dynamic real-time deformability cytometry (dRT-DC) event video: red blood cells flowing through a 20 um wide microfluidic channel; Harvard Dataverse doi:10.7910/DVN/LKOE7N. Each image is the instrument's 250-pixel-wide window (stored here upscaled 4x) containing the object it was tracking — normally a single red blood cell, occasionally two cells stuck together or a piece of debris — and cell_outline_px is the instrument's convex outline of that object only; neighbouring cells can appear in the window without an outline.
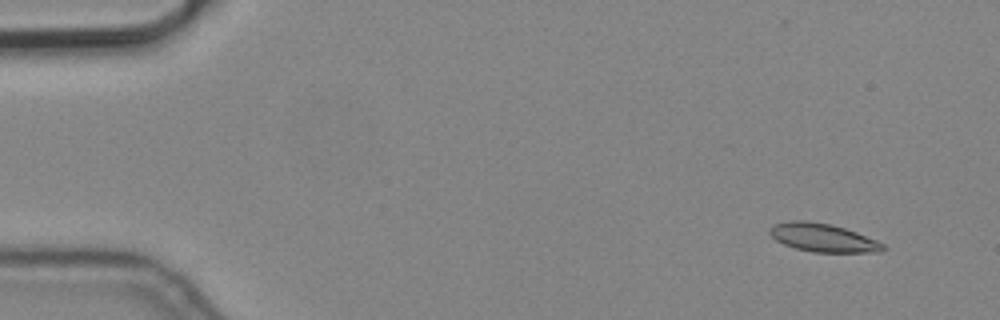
{"species": "common noctule bat (a hibernating species)", "species_latin": "Nyctalus noctula", "temperature_condition": "cold", "stored_images_in_passage": 5, "camera_frame_rate_fps": 3000, "um_per_image_px": 0.085, "animal": {"sex": "male", "body_mass_g": 19.2, "forearm_length_mm": 51.8}, "frame": {"image": 1, "passage_image": 2, "time_ms": 0.333, "image_size_px": [1000, 320], "cell_outline_px": [[888, 248], [880, 252], [812, 252], [796, 248], [784, 244], [776, 240], [768, 232], [768, 228], [772, 224], [792, 220], [804, 220], [832, 224], [856, 232], [876, 240], [884, 244]], "centroid_in_image_um": [69.93, 20.2], "position_along_channel_um": 15.1, "area_um2": 18.79}}
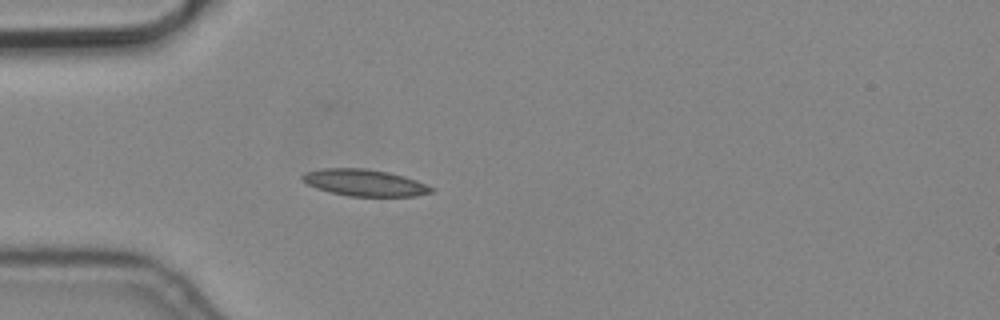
{"frame": {"image": 2, "passage_image": 5, "time_ms": 1.333, "image_size_px": [1000, 320], "cell_outline_px": [[436, 188], [432, 192], [416, 196], [348, 196], [316, 188], [308, 184], [300, 176], [304, 172], [324, 168], [364, 168], [388, 172], [404, 176], [416, 180]], "centroid_in_image_um": [31.01, 15.52], "position_along_channel_um": 54.0, "area_um2": 20.0}}